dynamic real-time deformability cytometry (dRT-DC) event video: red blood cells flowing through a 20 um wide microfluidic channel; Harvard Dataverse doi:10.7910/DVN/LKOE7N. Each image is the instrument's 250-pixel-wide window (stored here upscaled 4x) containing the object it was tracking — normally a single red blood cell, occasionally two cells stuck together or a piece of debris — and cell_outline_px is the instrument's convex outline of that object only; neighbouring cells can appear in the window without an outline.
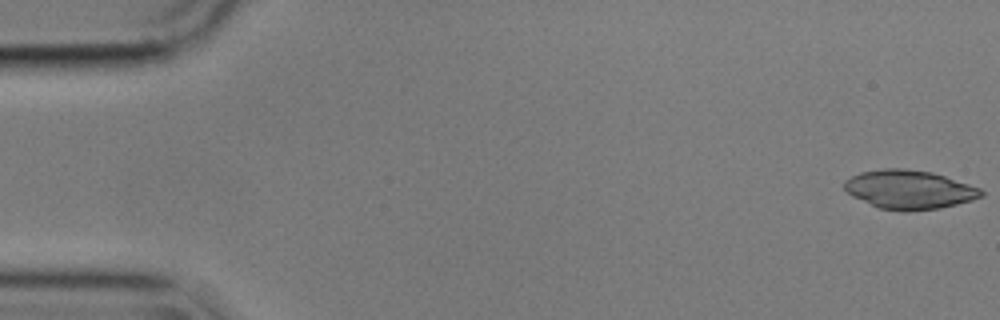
{"species": "common noctule bat (a hibernating species)", "species_latin": "Nyctalus noctula", "temperature_condition": "cold", "stored_images_in_passage": 55, "camera_frame_rate_fps": 3000, "um_per_image_px": 0.085, "animal": {"sex": "male", "body_mass_g": 17.9}, "frame": {"image": 1, "passage_image": 1, "time_ms": 0.0, "image_size_px": [1000, 320], "cell_outline_px": [[984, 196], [972, 200], [940, 208], [908, 212], [900, 212], [880, 208], [852, 196], [844, 188], [844, 180], [860, 172], [884, 168], [904, 168], [932, 172], [980, 188], [984, 192]], "centroid_in_image_um": [77.28, 16.12], "position_along_channel_um": 7.7, "area_um2": 31.04}}